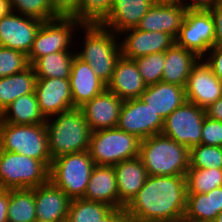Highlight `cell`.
I'll return each instance as SVG.
<instances>
[{"label":"cell","mask_w":222,"mask_h":222,"mask_svg":"<svg viewBox=\"0 0 222 222\" xmlns=\"http://www.w3.org/2000/svg\"><path fill=\"white\" fill-rule=\"evenodd\" d=\"M187 202L186 176H150L124 208L140 220L175 222L184 218Z\"/></svg>","instance_id":"obj_1"},{"label":"cell","mask_w":222,"mask_h":222,"mask_svg":"<svg viewBox=\"0 0 222 222\" xmlns=\"http://www.w3.org/2000/svg\"><path fill=\"white\" fill-rule=\"evenodd\" d=\"M45 127L52 160L89 149L92 131L81 108H71L47 118Z\"/></svg>","instance_id":"obj_2"},{"label":"cell","mask_w":222,"mask_h":222,"mask_svg":"<svg viewBox=\"0 0 222 222\" xmlns=\"http://www.w3.org/2000/svg\"><path fill=\"white\" fill-rule=\"evenodd\" d=\"M83 47L76 56L88 63L98 78L106 85L110 82L117 60L120 58V35L100 24H83Z\"/></svg>","instance_id":"obj_3"},{"label":"cell","mask_w":222,"mask_h":222,"mask_svg":"<svg viewBox=\"0 0 222 222\" xmlns=\"http://www.w3.org/2000/svg\"><path fill=\"white\" fill-rule=\"evenodd\" d=\"M190 149L162 134L141 140L139 157L150 176H186Z\"/></svg>","instance_id":"obj_4"},{"label":"cell","mask_w":222,"mask_h":222,"mask_svg":"<svg viewBox=\"0 0 222 222\" xmlns=\"http://www.w3.org/2000/svg\"><path fill=\"white\" fill-rule=\"evenodd\" d=\"M95 165L88 150L63 155L52 160L49 180L71 200L83 198Z\"/></svg>","instance_id":"obj_5"},{"label":"cell","mask_w":222,"mask_h":222,"mask_svg":"<svg viewBox=\"0 0 222 222\" xmlns=\"http://www.w3.org/2000/svg\"><path fill=\"white\" fill-rule=\"evenodd\" d=\"M50 168L40 160L0 150V189H33L49 181Z\"/></svg>","instance_id":"obj_6"},{"label":"cell","mask_w":222,"mask_h":222,"mask_svg":"<svg viewBox=\"0 0 222 222\" xmlns=\"http://www.w3.org/2000/svg\"><path fill=\"white\" fill-rule=\"evenodd\" d=\"M141 140L116 128L93 131L88 152L96 165L114 166L139 156Z\"/></svg>","instance_id":"obj_7"},{"label":"cell","mask_w":222,"mask_h":222,"mask_svg":"<svg viewBox=\"0 0 222 222\" xmlns=\"http://www.w3.org/2000/svg\"><path fill=\"white\" fill-rule=\"evenodd\" d=\"M0 150L32 157L44 162L49 168L52 163L45 124L15 125L3 122Z\"/></svg>","instance_id":"obj_8"},{"label":"cell","mask_w":222,"mask_h":222,"mask_svg":"<svg viewBox=\"0 0 222 222\" xmlns=\"http://www.w3.org/2000/svg\"><path fill=\"white\" fill-rule=\"evenodd\" d=\"M83 24L73 17H57L43 21L32 48L28 53V60L32 65L38 58L59 51H72L74 36ZM76 32V33H75ZM73 39V40H72ZM71 46V47H70Z\"/></svg>","instance_id":"obj_9"},{"label":"cell","mask_w":222,"mask_h":222,"mask_svg":"<svg viewBox=\"0 0 222 222\" xmlns=\"http://www.w3.org/2000/svg\"><path fill=\"white\" fill-rule=\"evenodd\" d=\"M205 117V109L185 101L164 119L161 134L190 149L201 144V132Z\"/></svg>","instance_id":"obj_10"},{"label":"cell","mask_w":222,"mask_h":222,"mask_svg":"<svg viewBox=\"0 0 222 222\" xmlns=\"http://www.w3.org/2000/svg\"><path fill=\"white\" fill-rule=\"evenodd\" d=\"M215 22L210 10H187L175 43L203 58L214 46Z\"/></svg>","instance_id":"obj_11"},{"label":"cell","mask_w":222,"mask_h":222,"mask_svg":"<svg viewBox=\"0 0 222 222\" xmlns=\"http://www.w3.org/2000/svg\"><path fill=\"white\" fill-rule=\"evenodd\" d=\"M163 118L138 98L124 100L117 128L134 134L140 140L161 134Z\"/></svg>","instance_id":"obj_12"},{"label":"cell","mask_w":222,"mask_h":222,"mask_svg":"<svg viewBox=\"0 0 222 222\" xmlns=\"http://www.w3.org/2000/svg\"><path fill=\"white\" fill-rule=\"evenodd\" d=\"M43 21L10 11L0 19V46L30 52Z\"/></svg>","instance_id":"obj_13"},{"label":"cell","mask_w":222,"mask_h":222,"mask_svg":"<svg viewBox=\"0 0 222 222\" xmlns=\"http://www.w3.org/2000/svg\"><path fill=\"white\" fill-rule=\"evenodd\" d=\"M186 101L205 109L222 96V82L203 58L193 66L185 86Z\"/></svg>","instance_id":"obj_14"},{"label":"cell","mask_w":222,"mask_h":222,"mask_svg":"<svg viewBox=\"0 0 222 222\" xmlns=\"http://www.w3.org/2000/svg\"><path fill=\"white\" fill-rule=\"evenodd\" d=\"M121 54L128 59H136L152 53L165 52L175 39L168 33L159 31H143L131 28L119 34ZM122 35V36H121Z\"/></svg>","instance_id":"obj_15"},{"label":"cell","mask_w":222,"mask_h":222,"mask_svg":"<svg viewBox=\"0 0 222 222\" xmlns=\"http://www.w3.org/2000/svg\"><path fill=\"white\" fill-rule=\"evenodd\" d=\"M35 93L41 113L46 119L75 108L70 79L37 78Z\"/></svg>","instance_id":"obj_16"},{"label":"cell","mask_w":222,"mask_h":222,"mask_svg":"<svg viewBox=\"0 0 222 222\" xmlns=\"http://www.w3.org/2000/svg\"><path fill=\"white\" fill-rule=\"evenodd\" d=\"M124 100L107 88L81 106L91 131L116 128Z\"/></svg>","instance_id":"obj_17"},{"label":"cell","mask_w":222,"mask_h":222,"mask_svg":"<svg viewBox=\"0 0 222 222\" xmlns=\"http://www.w3.org/2000/svg\"><path fill=\"white\" fill-rule=\"evenodd\" d=\"M37 220L66 222L71 199L50 180L34 188Z\"/></svg>","instance_id":"obj_18"},{"label":"cell","mask_w":222,"mask_h":222,"mask_svg":"<svg viewBox=\"0 0 222 222\" xmlns=\"http://www.w3.org/2000/svg\"><path fill=\"white\" fill-rule=\"evenodd\" d=\"M70 86L73 105L80 108L107 88L85 61L76 55L71 65Z\"/></svg>","instance_id":"obj_19"},{"label":"cell","mask_w":222,"mask_h":222,"mask_svg":"<svg viewBox=\"0 0 222 222\" xmlns=\"http://www.w3.org/2000/svg\"><path fill=\"white\" fill-rule=\"evenodd\" d=\"M186 12L187 9L180 3L174 5H152L141 18L136 29L165 32L175 39L182 26Z\"/></svg>","instance_id":"obj_20"},{"label":"cell","mask_w":222,"mask_h":222,"mask_svg":"<svg viewBox=\"0 0 222 222\" xmlns=\"http://www.w3.org/2000/svg\"><path fill=\"white\" fill-rule=\"evenodd\" d=\"M147 88L138 67L133 59L122 55L117 60L115 69L107 89L115 93L122 100L139 98Z\"/></svg>","instance_id":"obj_21"},{"label":"cell","mask_w":222,"mask_h":222,"mask_svg":"<svg viewBox=\"0 0 222 222\" xmlns=\"http://www.w3.org/2000/svg\"><path fill=\"white\" fill-rule=\"evenodd\" d=\"M119 194V209H124L143 187L148 174L140 157L124 160L113 166Z\"/></svg>","instance_id":"obj_22"},{"label":"cell","mask_w":222,"mask_h":222,"mask_svg":"<svg viewBox=\"0 0 222 222\" xmlns=\"http://www.w3.org/2000/svg\"><path fill=\"white\" fill-rule=\"evenodd\" d=\"M138 99L148 104L164 120L186 101L185 87L160 81L147 85Z\"/></svg>","instance_id":"obj_23"},{"label":"cell","mask_w":222,"mask_h":222,"mask_svg":"<svg viewBox=\"0 0 222 222\" xmlns=\"http://www.w3.org/2000/svg\"><path fill=\"white\" fill-rule=\"evenodd\" d=\"M151 6L149 0H114L111 12L100 25L119 35L136 28Z\"/></svg>","instance_id":"obj_24"},{"label":"cell","mask_w":222,"mask_h":222,"mask_svg":"<svg viewBox=\"0 0 222 222\" xmlns=\"http://www.w3.org/2000/svg\"><path fill=\"white\" fill-rule=\"evenodd\" d=\"M83 199L119 208L116 172L113 166L95 165Z\"/></svg>","instance_id":"obj_25"},{"label":"cell","mask_w":222,"mask_h":222,"mask_svg":"<svg viewBox=\"0 0 222 222\" xmlns=\"http://www.w3.org/2000/svg\"><path fill=\"white\" fill-rule=\"evenodd\" d=\"M164 53L165 64L161 81L185 87L188 76L200 57L196 53L187 50L176 43Z\"/></svg>","instance_id":"obj_26"},{"label":"cell","mask_w":222,"mask_h":222,"mask_svg":"<svg viewBox=\"0 0 222 222\" xmlns=\"http://www.w3.org/2000/svg\"><path fill=\"white\" fill-rule=\"evenodd\" d=\"M222 212V187L207 193H187L184 218L193 222H214Z\"/></svg>","instance_id":"obj_27"},{"label":"cell","mask_w":222,"mask_h":222,"mask_svg":"<svg viewBox=\"0 0 222 222\" xmlns=\"http://www.w3.org/2000/svg\"><path fill=\"white\" fill-rule=\"evenodd\" d=\"M36 80L32 65L21 72L0 78V109L4 111L18 97L34 93Z\"/></svg>","instance_id":"obj_28"},{"label":"cell","mask_w":222,"mask_h":222,"mask_svg":"<svg viewBox=\"0 0 222 222\" xmlns=\"http://www.w3.org/2000/svg\"><path fill=\"white\" fill-rule=\"evenodd\" d=\"M4 123L15 125L45 124L36 93L26 94L14 100L4 111Z\"/></svg>","instance_id":"obj_29"},{"label":"cell","mask_w":222,"mask_h":222,"mask_svg":"<svg viewBox=\"0 0 222 222\" xmlns=\"http://www.w3.org/2000/svg\"><path fill=\"white\" fill-rule=\"evenodd\" d=\"M75 52L59 51L38 58L32 64L36 77L70 79Z\"/></svg>","instance_id":"obj_30"},{"label":"cell","mask_w":222,"mask_h":222,"mask_svg":"<svg viewBox=\"0 0 222 222\" xmlns=\"http://www.w3.org/2000/svg\"><path fill=\"white\" fill-rule=\"evenodd\" d=\"M35 209L34 188L9 190L8 222H35Z\"/></svg>","instance_id":"obj_31"},{"label":"cell","mask_w":222,"mask_h":222,"mask_svg":"<svg viewBox=\"0 0 222 222\" xmlns=\"http://www.w3.org/2000/svg\"><path fill=\"white\" fill-rule=\"evenodd\" d=\"M112 209L103 202L75 198L69 205L66 222H99Z\"/></svg>","instance_id":"obj_32"},{"label":"cell","mask_w":222,"mask_h":222,"mask_svg":"<svg viewBox=\"0 0 222 222\" xmlns=\"http://www.w3.org/2000/svg\"><path fill=\"white\" fill-rule=\"evenodd\" d=\"M187 193H207L222 187V169H189L186 174Z\"/></svg>","instance_id":"obj_33"},{"label":"cell","mask_w":222,"mask_h":222,"mask_svg":"<svg viewBox=\"0 0 222 222\" xmlns=\"http://www.w3.org/2000/svg\"><path fill=\"white\" fill-rule=\"evenodd\" d=\"M222 169V147L199 144L190 148L189 169Z\"/></svg>","instance_id":"obj_34"},{"label":"cell","mask_w":222,"mask_h":222,"mask_svg":"<svg viewBox=\"0 0 222 222\" xmlns=\"http://www.w3.org/2000/svg\"><path fill=\"white\" fill-rule=\"evenodd\" d=\"M11 11L24 16L48 21L57 18L49 0H9Z\"/></svg>","instance_id":"obj_35"},{"label":"cell","mask_w":222,"mask_h":222,"mask_svg":"<svg viewBox=\"0 0 222 222\" xmlns=\"http://www.w3.org/2000/svg\"><path fill=\"white\" fill-rule=\"evenodd\" d=\"M114 0H81L80 11L74 17L82 24H100L111 12Z\"/></svg>","instance_id":"obj_36"},{"label":"cell","mask_w":222,"mask_h":222,"mask_svg":"<svg viewBox=\"0 0 222 222\" xmlns=\"http://www.w3.org/2000/svg\"><path fill=\"white\" fill-rule=\"evenodd\" d=\"M133 60L146 85L156 84L161 81L165 64L164 52L152 53Z\"/></svg>","instance_id":"obj_37"},{"label":"cell","mask_w":222,"mask_h":222,"mask_svg":"<svg viewBox=\"0 0 222 222\" xmlns=\"http://www.w3.org/2000/svg\"><path fill=\"white\" fill-rule=\"evenodd\" d=\"M29 66L26 53L0 46V78L21 72Z\"/></svg>","instance_id":"obj_38"},{"label":"cell","mask_w":222,"mask_h":222,"mask_svg":"<svg viewBox=\"0 0 222 222\" xmlns=\"http://www.w3.org/2000/svg\"><path fill=\"white\" fill-rule=\"evenodd\" d=\"M201 144L222 147V122L205 117L201 132Z\"/></svg>","instance_id":"obj_39"},{"label":"cell","mask_w":222,"mask_h":222,"mask_svg":"<svg viewBox=\"0 0 222 222\" xmlns=\"http://www.w3.org/2000/svg\"><path fill=\"white\" fill-rule=\"evenodd\" d=\"M57 17H75L80 11L81 0H49Z\"/></svg>","instance_id":"obj_40"},{"label":"cell","mask_w":222,"mask_h":222,"mask_svg":"<svg viewBox=\"0 0 222 222\" xmlns=\"http://www.w3.org/2000/svg\"><path fill=\"white\" fill-rule=\"evenodd\" d=\"M207 54L203 59L222 82V46L211 47Z\"/></svg>","instance_id":"obj_41"},{"label":"cell","mask_w":222,"mask_h":222,"mask_svg":"<svg viewBox=\"0 0 222 222\" xmlns=\"http://www.w3.org/2000/svg\"><path fill=\"white\" fill-rule=\"evenodd\" d=\"M210 11L215 22L214 46H222V4H215Z\"/></svg>","instance_id":"obj_42"},{"label":"cell","mask_w":222,"mask_h":222,"mask_svg":"<svg viewBox=\"0 0 222 222\" xmlns=\"http://www.w3.org/2000/svg\"><path fill=\"white\" fill-rule=\"evenodd\" d=\"M216 3L217 0H180L187 10H210Z\"/></svg>","instance_id":"obj_43"},{"label":"cell","mask_w":222,"mask_h":222,"mask_svg":"<svg viewBox=\"0 0 222 222\" xmlns=\"http://www.w3.org/2000/svg\"><path fill=\"white\" fill-rule=\"evenodd\" d=\"M205 115L222 122V96L205 108Z\"/></svg>","instance_id":"obj_44"},{"label":"cell","mask_w":222,"mask_h":222,"mask_svg":"<svg viewBox=\"0 0 222 222\" xmlns=\"http://www.w3.org/2000/svg\"><path fill=\"white\" fill-rule=\"evenodd\" d=\"M9 190L0 189V222H8Z\"/></svg>","instance_id":"obj_45"},{"label":"cell","mask_w":222,"mask_h":222,"mask_svg":"<svg viewBox=\"0 0 222 222\" xmlns=\"http://www.w3.org/2000/svg\"><path fill=\"white\" fill-rule=\"evenodd\" d=\"M125 215V209L113 208L99 222H119Z\"/></svg>","instance_id":"obj_46"},{"label":"cell","mask_w":222,"mask_h":222,"mask_svg":"<svg viewBox=\"0 0 222 222\" xmlns=\"http://www.w3.org/2000/svg\"><path fill=\"white\" fill-rule=\"evenodd\" d=\"M11 11L9 0H0V19Z\"/></svg>","instance_id":"obj_47"},{"label":"cell","mask_w":222,"mask_h":222,"mask_svg":"<svg viewBox=\"0 0 222 222\" xmlns=\"http://www.w3.org/2000/svg\"><path fill=\"white\" fill-rule=\"evenodd\" d=\"M151 5H174L179 4L180 0H149Z\"/></svg>","instance_id":"obj_48"},{"label":"cell","mask_w":222,"mask_h":222,"mask_svg":"<svg viewBox=\"0 0 222 222\" xmlns=\"http://www.w3.org/2000/svg\"><path fill=\"white\" fill-rule=\"evenodd\" d=\"M119 222H132V217L125 215Z\"/></svg>","instance_id":"obj_49"},{"label":"cell","mask_w":222,"mask_h":222,"mask_svg":"<svg viewBox=\"0 0 222 222\" xmlns=\"http://www.w3.org/2000/svg\"><path fill=\"white\" fill-rule=\"evenodd\" d=\"M3 122H4V114L3 111L0 109V130L2 128Z\"/></svg>","instance_id":"obj_50"},{"label":"cell","mask_w":222,"mask_h":222,"mask_svg":"<svg viewBox=\"0 0 222 222\" xmlns=\"http://www.w3.org/2000/svg\"><path fill=\"white\" fill-rule=\"evenodd\" d=\"M132 222H160V221H147V220H140V219L132 217Z\"/></svg>","instance_id":"obj_51"},{"label":"cell","mask_w":222,"mask_h":222,"mask_svg":"<svg viewBox=\"0 0 222 222\" xmlns=\"http://www.w3.org/2000/svg\"><path fill=\"white\" fill-rule=\"evenodd\" d=\"M214 222H222V212L216 216V219L214 220Z\"/></svg>","instance_id":"obj_52"},{"label":"cell","mask_w":222,"mask_h":222,"mask_svg":"<svg viewBox=\"0 0 222 222\" xmlns=\"http://www.w3.org/2000/svg\"><path fill=\"white\" fill-rule=\"evenodd\" d=\"M175 222H193V221H189V220H187L185 218H181L179 220H176Z\"/></svg>","instance_id":"obj_53"},{"label":"cell","mask_w":222,"mask_h":222,"mask_svg":"<svg viewBox=\"0 0 222 222\" xmlns=\"http://www.w3.org/2000/svg\"><path fill=\"white\" fill-rule=\"evenodd\" d=\"M216 4H222V0H217Z\"/></svg>","instance_id":"obj_54"}]
</instances>
